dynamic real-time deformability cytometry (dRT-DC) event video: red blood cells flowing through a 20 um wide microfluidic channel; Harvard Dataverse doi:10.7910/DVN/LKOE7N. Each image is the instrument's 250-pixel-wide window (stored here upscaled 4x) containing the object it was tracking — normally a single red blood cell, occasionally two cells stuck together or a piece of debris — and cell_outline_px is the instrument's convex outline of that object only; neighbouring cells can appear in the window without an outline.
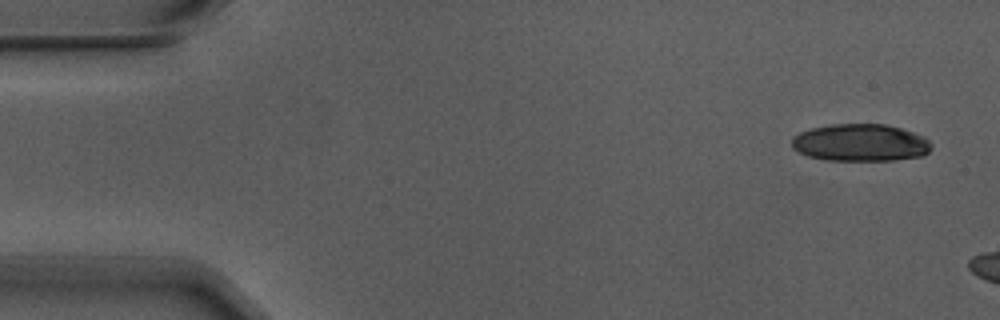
{"species": "Egyptian fruit bat (a non-hibernating species)", "species_latin": "Rousettus aegyptiacus", "temperature_condition": "warm", "stored_images_in_passage": 4, "camera_frame_rate_fps": 3000, "um_per_image_px": 0.085, "animal": {"sex": "male"}, "frame": {"image": 1, "passage_image": 1, "time_ms": 0.0, "image_size_px": [1000, 320], "cell_outline_px": [[932, 148], [924, 156], [892, 160], [828, 160], [808, 156], [792, 148], [792, 140], [800, 132], [812, 128], [832, 124], [884, 124], [900, 128], [924, 136], [932, 144]], "centroid_in_image_um": [73.17, 12.13], "position_along_channel_um": 11.8, "area_um2": 30.23}}